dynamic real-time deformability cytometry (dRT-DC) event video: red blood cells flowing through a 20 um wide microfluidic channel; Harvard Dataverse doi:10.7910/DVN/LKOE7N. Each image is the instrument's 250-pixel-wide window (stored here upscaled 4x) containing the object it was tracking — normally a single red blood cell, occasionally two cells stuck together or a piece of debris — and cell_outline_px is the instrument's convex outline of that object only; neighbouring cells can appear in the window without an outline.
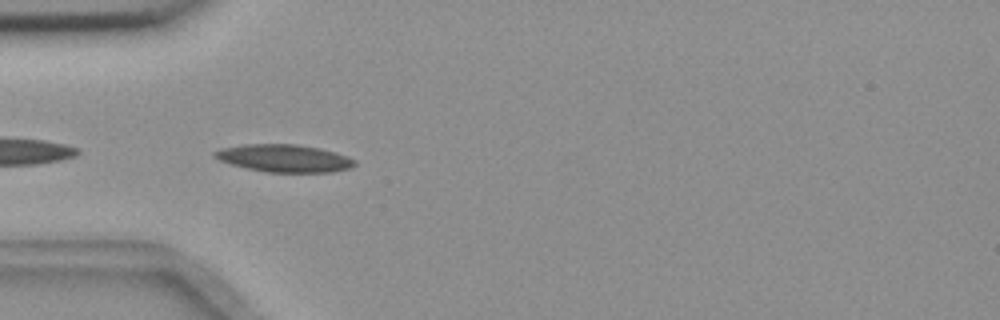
{"species": "common noctule bat (a hibernating species)", "species_latin": "Nyctalus noctula", "temperature_condition": "room temperature", "stored_images_in_passage": 41, "camera_frame_rate_fps": 3000, "um_per_image_px": 0.085, "animal": {"sex": "female", "body_mass_g": 18.4}, "frame": {"image": 1, "passage_image": 2, "time_ms": 0.333, "image_size_px": [1000, 320], "cell_outline_px": [[356, 164], [352, 168], [332, 172], [264, 172], [244, 168], [220, 160], [212, 156], [212, 152], [220, 148], [244, 144], [296, 144], [320, 148], [336, 152], [348, 156], [356, 160]], "centroid_in_image_um": [24.16, 13.45], "position_along_channel_um": 60.8, "area_um2": 22.77}}
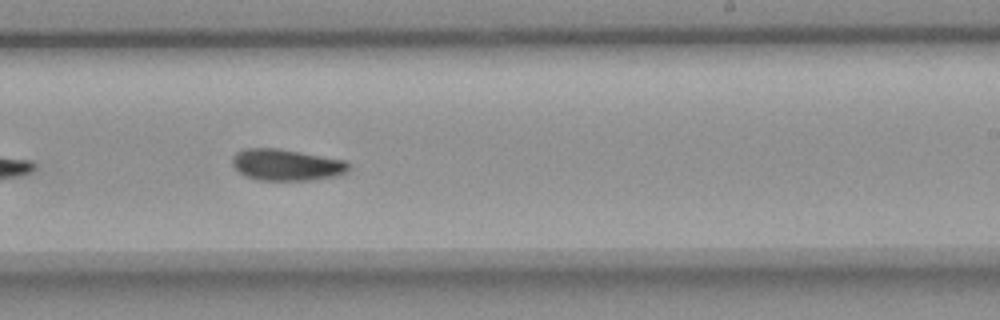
{"frame": {"image": 2, "passage_image": 19, "time_ms": 6.0, "image_size_px": [1000, 320], "cell_outline_px": [[352, 168], [348, 172], [340, 176], [312, 180], [260, 180], [244, 176], [232, 164], [232, 156], [236, 152], [244, 148], [276, 148], [300, 152], [344, 160], [352, 164]], "centroid_in_image_um": [24.4, 14.02], "position_along_channel_um": 264.6, "area_um2": 21.62}}
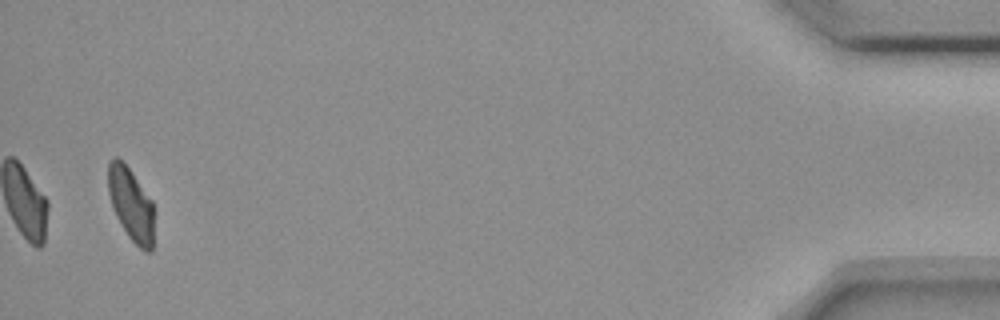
{"frame": {"image": 3, "passage_image": 39, "time_ms": 12.667, "image_size_px": [1000, 320], "cell_outline_px": [[152, 252], [144, 252], [128, 236], [116, 216], [108, 192], [108, 164], [116, 156], [128, 168], [152, 200]], "centroid_in_image_um": [11.12, 17.38], "position_along_channel_um": 424.1, "area_um2": 18.96}, "authors_computed_cell_mechanics": {"area_um2": 21.097, "velocity_mm_per_s": 3.6509, "shape_relaxation_time_tau1_ms": 8.9518, "shape_relaxation_time_tau2_ms": null, "deformation_change_tau1": 0.1597, "deformation_change_tau2": null}}